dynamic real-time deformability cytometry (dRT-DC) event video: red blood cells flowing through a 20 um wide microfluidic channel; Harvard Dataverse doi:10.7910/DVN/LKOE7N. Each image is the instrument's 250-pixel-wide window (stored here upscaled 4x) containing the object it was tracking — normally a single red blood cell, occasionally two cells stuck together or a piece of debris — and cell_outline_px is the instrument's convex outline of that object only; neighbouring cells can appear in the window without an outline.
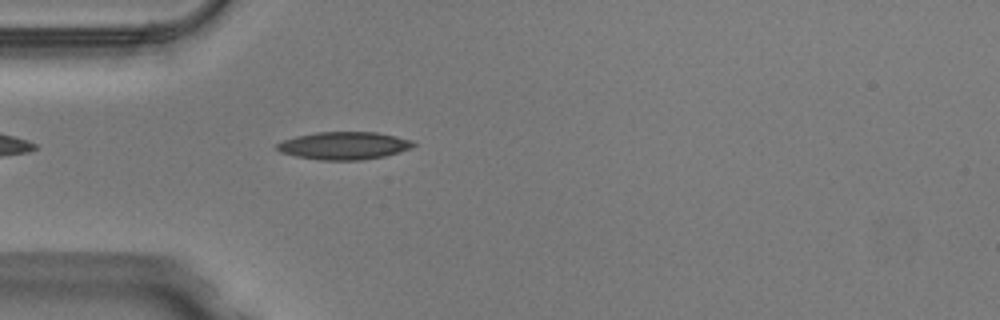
{"species": "Egyptian fruit bat (a non-hibernating species)", "species_latin": "Rousettus aegyptiacus", "temperature_condition": "warm", "stored_images_in_passage": 39, "camera_frame_rate_fps": 3000, "um_per_image_px": 0.085, "animal": {"sex": "male"}, "frame": {"image": 1, "passage_image": 4, "time_ms": 1.0, "image_size_px": [1000, 320], "cell_outline_px": [[416, 144], [412, 148], [400, 152], [384, 156], [360, 160], [320, 160], [296, 156], [280, 152], [276, 148], [276, 144], [284, 140], [296, 136], [316, 132], [376, 132], [396, 136], [412, 140]], "centroid_in_image_um": [29.25, 12.38], "position_along_channel_um": 55.7, "area_um2": 22.02}}
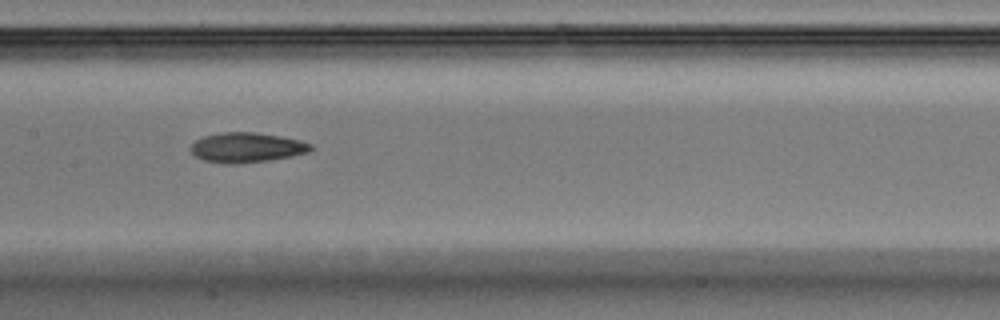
{"frame": {"image": 2, "passage_image": 14, "time_ms": 4.333, "image_size_px": [1000, 320], "cell_outline_px": [[312, 148], [308, 152], [292, 156], [268, 160], [236, 164], [224, 164], [204, 160], [196, 156], [192, 152], [192, 144], [196, 140], [204, 136], [224, 132], [256, 132], [280, 136], [300, 140], [312, 144]], "centroid_in_image_um": [20.98, 12.54], "position_along_channel_um": 186.4, "area_um2": 20.75}}
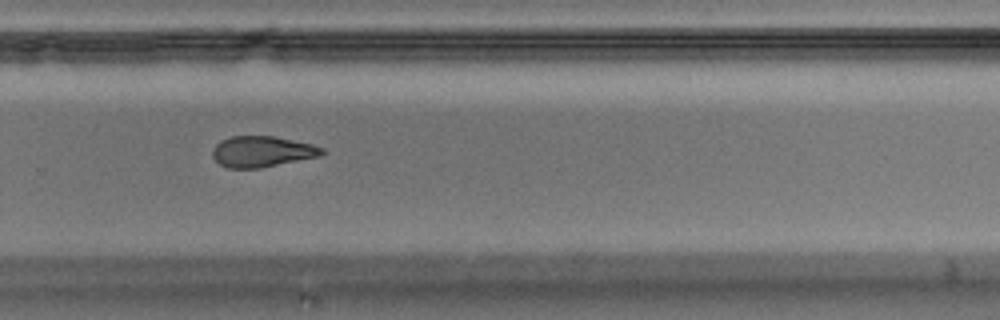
{"frame": {"image": 3, "passage_image": 23, "time_ms": 7.333, "image_size_px": [1000, 320], "cell_outline_px": [[324, 152], [320, 156], [260, 168], [228, 168], [220, 164], [212, 156], [212, 148], [220, 140], [232, 136], [272, 136], [312, 144], [324, 148]], "centroid_in_image_um": [22.25, 12.88], "position_along_channel_um": 307.6, "area_um2": 19.65}, "authors_computed_cell_mechanics": {"area_um2": 20.808, "velocity_mm_per_s": 4.0534, "shape_relaxation_time_tau1_ms": 5.517, "shape_relaxation_time_tau2_ms": 6.5998, "deformation_change_tau1": 0.1826, "deformation_change_tau2": 0.1759}}